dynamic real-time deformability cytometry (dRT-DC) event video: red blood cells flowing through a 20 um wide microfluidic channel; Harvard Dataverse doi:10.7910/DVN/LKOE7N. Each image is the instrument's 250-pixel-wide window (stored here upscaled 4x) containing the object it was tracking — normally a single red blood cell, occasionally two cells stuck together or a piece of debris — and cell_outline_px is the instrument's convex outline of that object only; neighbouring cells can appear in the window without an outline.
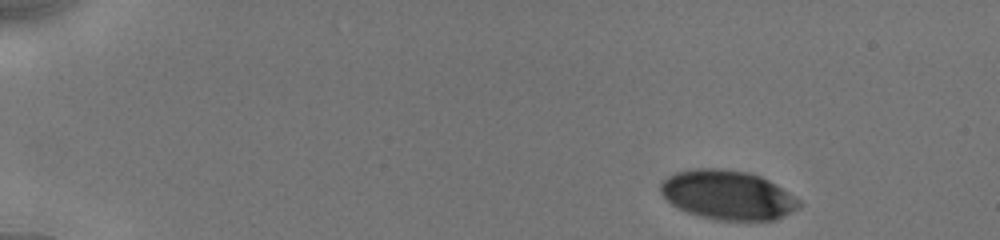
{"species": "human", "species_latin": "Homo sapiens", "temperature_condition": "cold", "stored_images_in_passage": 15, "camera_frame_rate_fps": 3000, "um_per_image_px": 0.085, "donor": {"sex": "male"}, "frame": {"image": 1, "passage_image": 1, "time_ms": 0.0, "image_size_px": [1000, 240], "cell_outline_px": [[800, 208], [776, 220], [716, 220], [700, 216], [688, 212], [672, 204], [660, 192], [660, 184], [668, 176], [676, 172], [692, 168], [720, 168], [748, 172], [760, 176], [776, 184], [800, 200]], "centroid_in_image_um": [61.87, 16.57], "position_along_channel_um": 23.1, "area_um2": 39.77}}
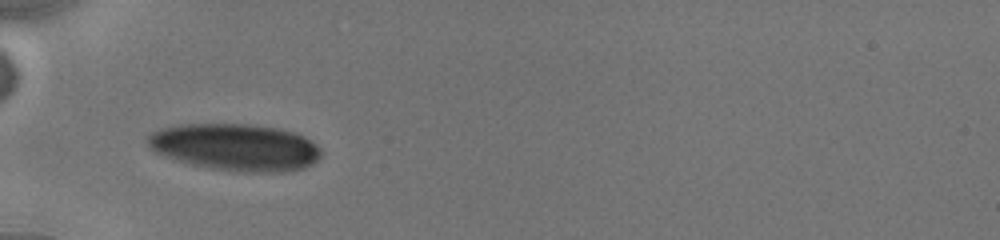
{"frame": {"image": 2, "passage_image": 11, "time_ms": 4.0, "image_size_px": [1000, 240], "cell_outline_px": [[324, 152], [320, 160], [304, 168], [288, 172], [236, 172], [208, 168], [188, 164], [164, 156], [156, 152], [148, 144], [144, 136], [152, 132], [164, 128], [180, 124], [248, 124], [276, 128], [292, 132], [304, 136], [316, 144]], "centroid_in_image_um": [20.03, 12.53], "position_along_channel_um": 65.0, "area_um2": 48.03}}
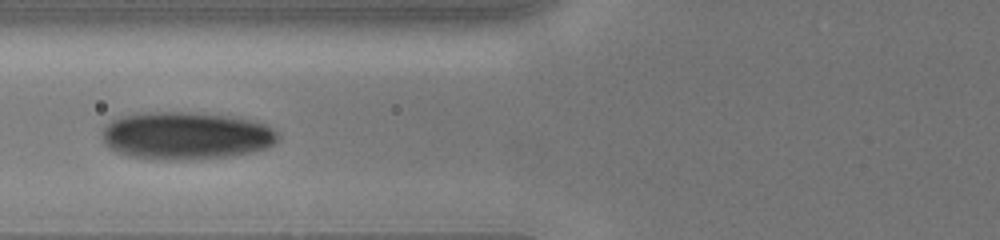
{"frame": {"image": 3, "passage_image": 14, "time_ms": 5.333, "image_size_px": [1000, 240], "cell_outline_px": [[280, 140], [268, 148], [252, 152], [228, 156], [192, 160], [156, 160], [128, 156], [116, 152], [108, 148], [104, 144], [100, 132], [112, 120], [120, 116], [144, 112], [188, 112], [232, 116], [252, 120], [264, 124], [272, 128], [280, 136]], "centroid_in_image_um": [15.79, 11.54], "position_along_channel_um": 110.0, "area_um2": 49.53}}